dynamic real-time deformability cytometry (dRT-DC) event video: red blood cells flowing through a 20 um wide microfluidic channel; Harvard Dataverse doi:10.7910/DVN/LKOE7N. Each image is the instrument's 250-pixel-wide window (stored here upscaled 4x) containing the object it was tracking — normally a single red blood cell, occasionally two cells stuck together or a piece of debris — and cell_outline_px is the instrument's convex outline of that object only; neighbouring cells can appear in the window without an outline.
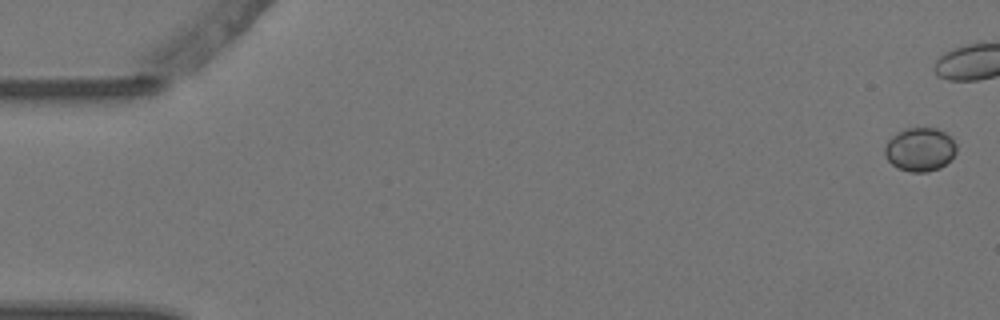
{"species": "Egyptian fruit bat (a non-hibernating species)", "species_latin": "Rousettus aegyptiacus", "temperature_condition": "warm", "stored_images_in_passage": 6, "camera_frame_rate_fps": 3000, "um_per_image_px": 0.085, "animal": {"sex": "female"}, "frame": {"image": 1, "passage_image": 1, "time_ms": 0.0, "image_size_px": [1000, 320], "cell_outline_px": [[956, 152], [952, 160], [940, 168], [924, 172], [908, 172], [896, 168], [888, 160], [884, 152], [884, 148], [888, 140], [892, 136], [904, 128], [936, 128], [944, 132], [956, 144]], "centroid_in_image_um": [78.19, 12.72], "position_along_channel_um": 6.8, "area_um2": 18.32}}
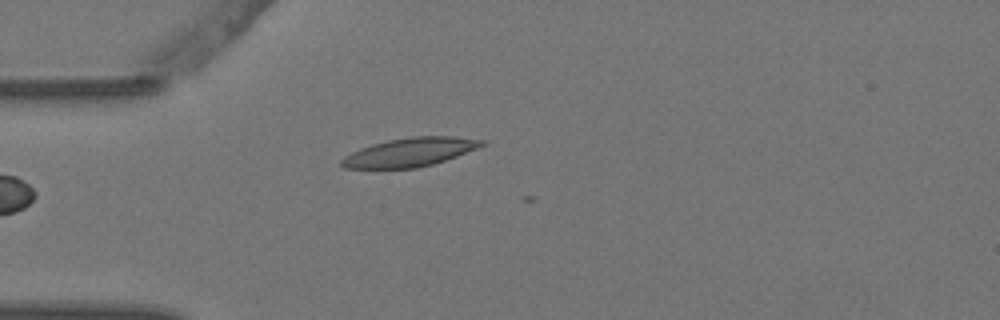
{"frame": {"image": 2, "passage_image": 6, "time_ms": 1.667, "image_size_px": [1000, 320], "cell_outline_px": [[488, 144], [456, 156], [432, 164], [416, 168], [344, 168], [340, 164], [340, 160], [344, 156], [360, 148], [372, 144], [388, 140], [412, 136], [452, 136], [484, 140]], "centroid_in_image_um": [34.83, 12.93], "position_along_channel_um": 50.2, "area_um2": 23.35}}